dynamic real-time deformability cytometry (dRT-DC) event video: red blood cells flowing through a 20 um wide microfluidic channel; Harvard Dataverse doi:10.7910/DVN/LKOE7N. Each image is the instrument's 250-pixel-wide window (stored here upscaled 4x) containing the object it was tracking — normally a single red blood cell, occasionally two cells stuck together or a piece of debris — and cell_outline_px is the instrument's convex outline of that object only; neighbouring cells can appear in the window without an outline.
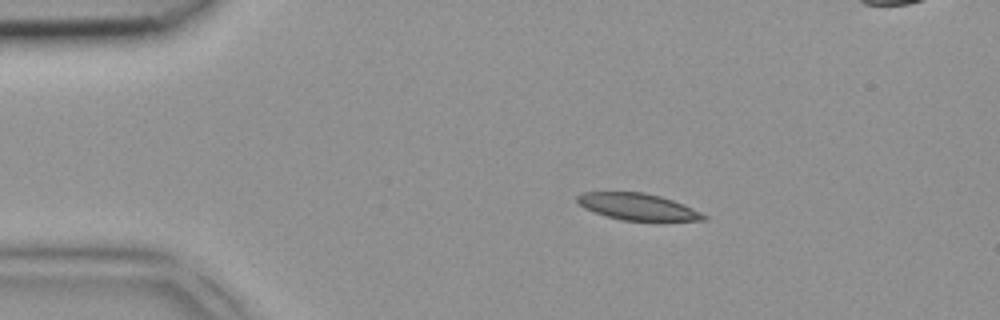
{"species": "common noctule bat (a hibernating species)", "species_latin": "Nyctalus noctula", "temperature_condition": "room temperature", "stored_images_in_passage": 3, "segment_of_instrument_passage": [1, 2], "camera_frame_rate_fps": 3000, "um_per_image_px": 0.085, "animal": {"sex": "female", "body_mass_g": 18.4}, "frame": {"image": 1, "passage_image": 1, "time_ms": 0.0, "image_size_px": [1000, 320], "cell_outline_px": [[708, 220], [620, 220], [584, 208], [576, 200], [576, 196], [584, 192], [644, 192], [660, 196], [672, 200], [692, 208], [708, 216]], "centroid_in_image_um": [54.19, 17.56], "position_along_channel_um": 30.8, "area_um2": 19.31}}